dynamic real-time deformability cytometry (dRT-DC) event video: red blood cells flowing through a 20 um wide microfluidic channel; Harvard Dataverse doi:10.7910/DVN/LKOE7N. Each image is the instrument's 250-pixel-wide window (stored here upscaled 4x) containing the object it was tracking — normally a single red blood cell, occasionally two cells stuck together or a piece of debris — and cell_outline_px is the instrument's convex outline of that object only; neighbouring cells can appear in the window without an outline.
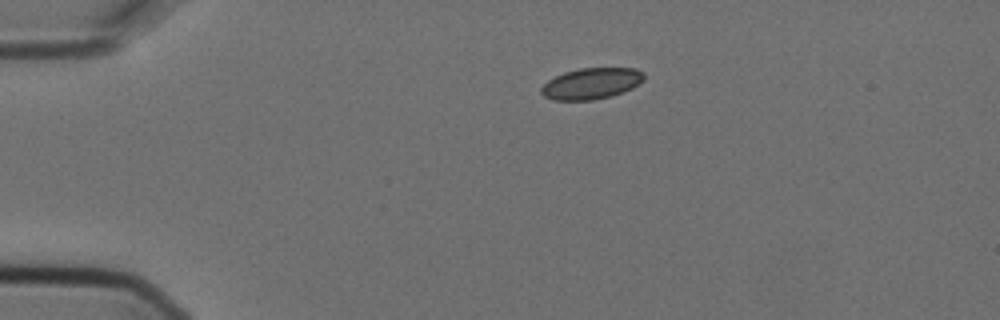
{"species": "Egyptian fruit bat (a non-hibernating species)", "species_latin": "Rousettus aegyptiacus", "temperature_condition": "cold", "stored_images_in_passage": 12, "camera_frame_rate_fps": 3000, "um_per_image_px": 0.085, "animal": {"sex": "female"}, "frame": {"image": 1, "passage_image": 1, "time_ms": 0.0, "image_size_px": [1000, 320], "cell_outline_px": [[644, 80], [640, 84], [624, 92], [612, 96], [592, 100], [552, 100], [544, 96], [540, 92], [540, 88], [548, 80], [564, 72], [580, 68], [636, 68], [644, 72]], "centroid_in_image_um": [50.28, 7.1], "position_along_channel_um": 34.7, "area_um2": 18.84}}
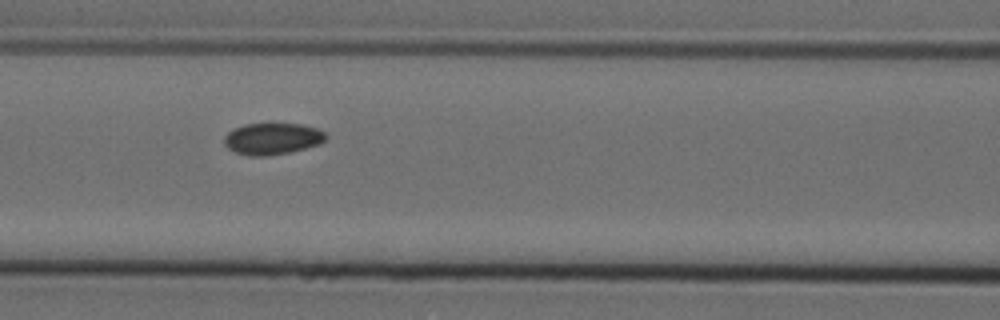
{"frame": {"image": 2, "passage_image": 4, "time_ms": 1.0, "image_size_px": [1000, 320], "cell_outline_px": [[328, 136], [320, 144], [288, 152], [264, 156], [248, 156], [236, 152], [228, 148], [224, 144], [224, 136], [228, 132], [244, 124], [268, 120], [300, 124], [316, 128], [324, 132]], "centroid_in_image_um": [23.13, 11.73], "position_along_channel_um": 143.5, "area_um2": 19.31}}
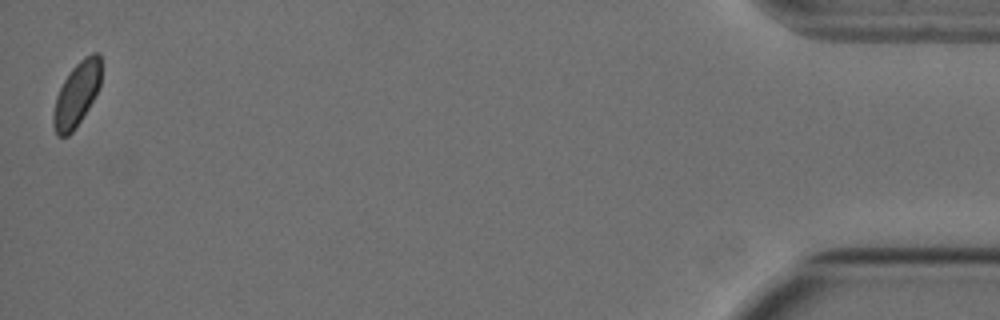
{"frame": {"image": 3, "passage_image": 12, "time_ms": 3.667, "image_size_px": [1000, 320], "cell_outline_px": [[100, 88], [88, 108], [72, 132], [68, 136], [56, 136], [52, 124], [52, 116], [56, 96], [64, 80], [72, 68], [84, 56], [92, 52], [100, 52]], "centroid_in_image_um": [6.5, 8.01], "position_along_channel_um": 428.7, "area_um2": 17.86}}